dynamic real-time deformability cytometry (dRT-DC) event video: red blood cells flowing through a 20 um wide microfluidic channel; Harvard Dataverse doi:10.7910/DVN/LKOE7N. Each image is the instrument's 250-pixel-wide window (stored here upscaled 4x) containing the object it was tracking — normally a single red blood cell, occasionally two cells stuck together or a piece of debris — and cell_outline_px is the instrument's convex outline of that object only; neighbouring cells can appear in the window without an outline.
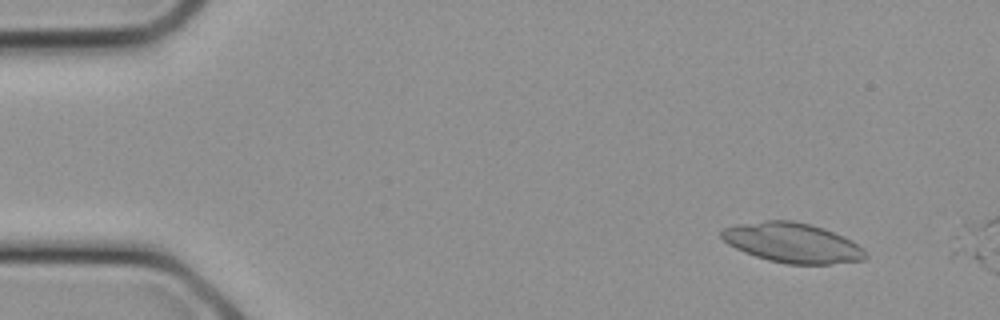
{"species": "common noctule bat (a hibernating species)", "species_latin": "Nyctalus noctula", "temperature_condition": "cold", "stored_images_in_passage": 5, "camera_frame_rate_fps": 3000, "um_per_image_px": 0.085, "animal": {"sex": "female", "body_mass_g": 21.9}, "frame": {"image": 1, "passage_image": 3, "time_ms": 0.667, "image_size_px": [1000, 320], "cell_outline_px": [[868, 256], [864, 260], [832, 264], [784, 264], [768, 260], [744, 252], [728, 244], [720, 236], [720, 232], [724, 228], [736, 224], [764, 220], [792, 220], [824, 228], [844, 236], [852, 240], [864, 248]], "centroid_in_image_um": [67.37, 20.64], "position_along_channel_um": 17.6, "area_um2": 33.64}}